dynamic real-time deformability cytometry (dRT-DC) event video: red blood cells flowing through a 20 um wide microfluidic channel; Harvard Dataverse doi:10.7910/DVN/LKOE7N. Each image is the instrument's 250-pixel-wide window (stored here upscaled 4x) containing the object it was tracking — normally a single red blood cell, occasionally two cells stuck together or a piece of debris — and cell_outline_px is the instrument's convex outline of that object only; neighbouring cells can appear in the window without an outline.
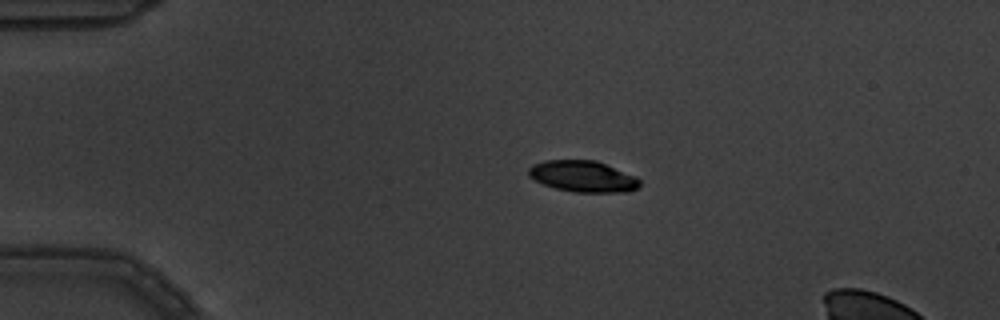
{"species": "common noctule bat (a hibernating species)", "species_latin": "Nyctalus noctula", "temperature_condition": "warm", "stored_images_in_passage": 5, "camera_frame_rate_fps": 3000, "um_per_image_px": 0.085, "animal": {"sex": "male", "body_mass_g": 19.5, "forearm_length_mm": 54.6}, "frame": {"image": 1, "passage_image": 3, "time_ms": 0.667, "image_size_px": [1000, 320], "cell_outline_px": [[640, 184], [636, 188], [628, 192], [576, 192], [556, 188], [544, 184], [528, 176], [528, 168], [532, 164], [544, 160], [596, 160], [636, 176], [640, 180]], "centroid_in_image_um": [49.54, 14.98], "position_along_channel_um": 35.5, "area_um2": 20.23}}